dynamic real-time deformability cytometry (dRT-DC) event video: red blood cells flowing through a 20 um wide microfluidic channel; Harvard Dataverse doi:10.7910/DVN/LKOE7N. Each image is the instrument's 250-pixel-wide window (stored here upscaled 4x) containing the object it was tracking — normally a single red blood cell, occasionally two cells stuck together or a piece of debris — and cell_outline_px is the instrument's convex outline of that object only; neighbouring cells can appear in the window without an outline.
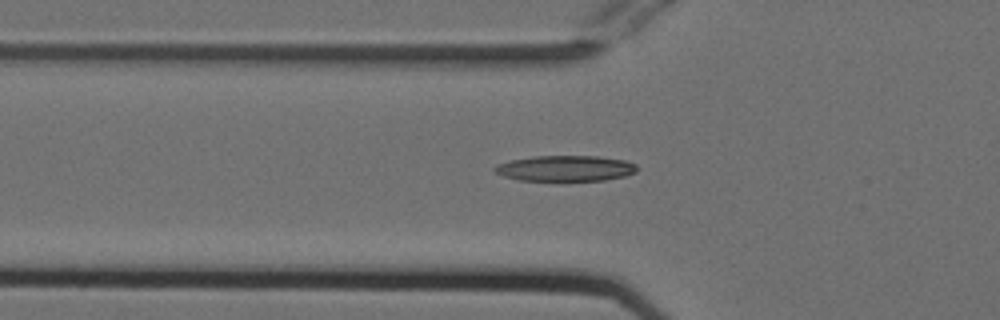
{"species": "Egyptian fruit bat (a non-hibernating species)", "species_latin": "Rousettus aegyptiacus", "temperature_condition": "cold", "stored_images_in_passage": 44, "camera_frame_rate_fps": 3000, "um_per_image_px": 0.085, "animal": {"sex": "female"}, "frame": {"image": 1, "passage_image": 14, "time_ms": 4.333, "image_size_px": [1000, 320], "cell_outline_px": [[636, 172], [624, 176], [604, 180], [520, 180], [504, 176], [496, 172], [492, 168], [496, 164], [508, 160], [536, 156], [596, 156], [624, 160], [636, 164]], "centroid_in_image_um": [48.03, 14.3], "position_along_channel_um": 77.8, "area_um2": 21.15}}
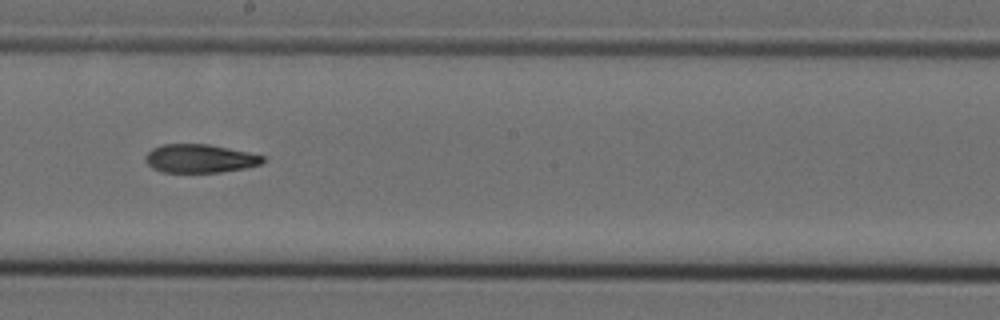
{"frame": {"image": 2, "passage_image": 26, "time_ms": 8.333, "image_size_px": [1000, 320], "cell_outline_px": [[264, 160], [260, 164], [244, 168], [220, 172], [160, 172], [152, 168], [144, 160], [144, 156], [152, 148], [160, 144], [208, 144], [248, 152], [264, 156]], "centroid_in_image_um": [16.93, 13.47], "position_along_channel_um": 231.3, "area_um2": 19.48}}
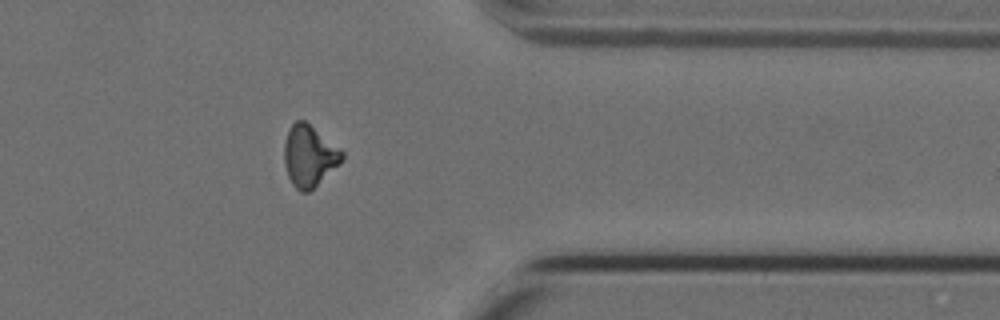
{"frame": {"image": 3, "passage_image": 39, "time_ms": 12.667, "image_size_px": [1000, 320], "cell_outline_px": [[344, 160], [340, 164], [308, 192], [300, 192], [292, 184], [288, 176], [284, 164], [284, 144], [288, 132], [292, 124], [296, 120], [304, 120], [340, 148], [344, 152]], "centroid_in_image_um": [26.29, 13.26], "position_along_channel_um": 385.1, "area_um2": 20.58}}